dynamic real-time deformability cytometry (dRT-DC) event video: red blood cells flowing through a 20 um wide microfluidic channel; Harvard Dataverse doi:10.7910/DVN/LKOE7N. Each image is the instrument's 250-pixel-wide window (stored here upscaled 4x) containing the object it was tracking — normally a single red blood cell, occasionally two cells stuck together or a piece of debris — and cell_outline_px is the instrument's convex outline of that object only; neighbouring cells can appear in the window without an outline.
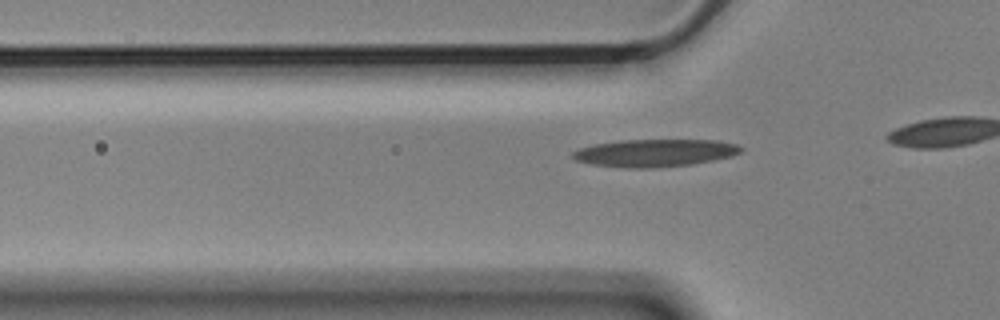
{"species": "Egyptian fruit bat (a non-hibernating species)", "species_latin": "Rousettus aegyptiacus", "temperature_condition": "cold", "stored_images_in_passage": 40, "camera_frame_rate_fps": 3000, "um_per_image_px": 0.085, "animal": {"sex": "male"}, "frame": {"image": 1, "passage_image": 14, "time_ms": 4.333, "image_size_px": [1000, 320], "cell_outline_px": [[744, 148], [740, 152], [732, 156], [692, 164], [652, 168], [628, 168], [592, 164], [576, 160], [568, 156], [572, 152], [580, 148], [596, 144], [620, 140], [716, 140], [736, 144]], "centroid_in_image_um": [55.64, 13.0], "position_along_channel_um": 70.2, "area_um2": 26.93}}
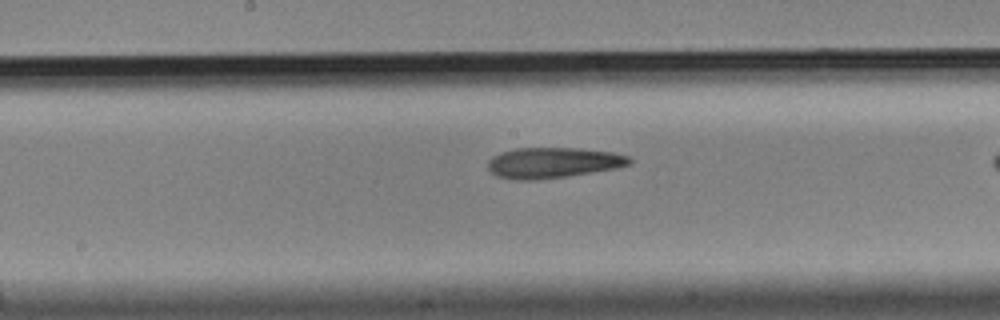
{"frame": {"image": 2, "passage_image": 25, "time_ms": 8.0, "image_size_px": [1000, 320], "cell_outline_px": [[632, 164], [616, 168], [568, 176], [536, 180], [516, 180], [496, 176], [488, 168], [488, 160], [492, 156], [516, 148], [576, 148], [612, 152], [628, 156], [632, 160]], "centroid_in_image_um": [47.01, 13.83], "position_along_channel_um": 201.2, "area_um2": 25.2}}
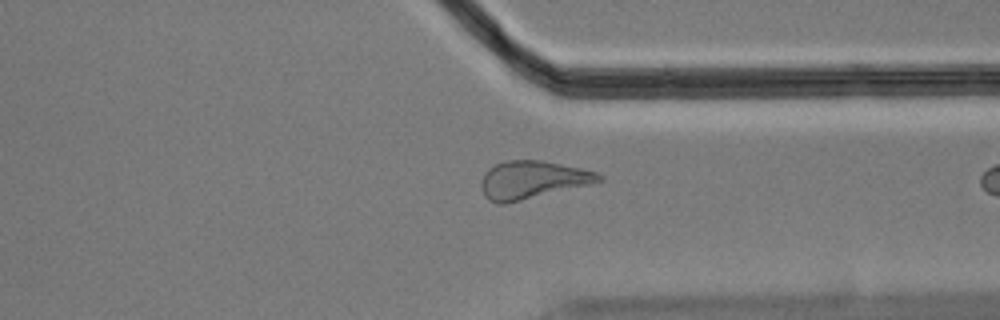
{"frame": {"image": 3, "passage_image": 39, "time_ms": 12.667, "image_size_px": [1000, 320], "cell_outline_px": [[604, 180], [600, 184], [504, 204], [500, 204], [488, 200], [484, 196], [480, 184], [480, 180], [484, 172], [488, 168], [504, 160], [544, 160], [580, 168], [596, 172], [604, 176]], "centroid_in_image_um": [45.32, 15.3], "position_along_channel_um": 366.1, "area_um2": 26.88}}